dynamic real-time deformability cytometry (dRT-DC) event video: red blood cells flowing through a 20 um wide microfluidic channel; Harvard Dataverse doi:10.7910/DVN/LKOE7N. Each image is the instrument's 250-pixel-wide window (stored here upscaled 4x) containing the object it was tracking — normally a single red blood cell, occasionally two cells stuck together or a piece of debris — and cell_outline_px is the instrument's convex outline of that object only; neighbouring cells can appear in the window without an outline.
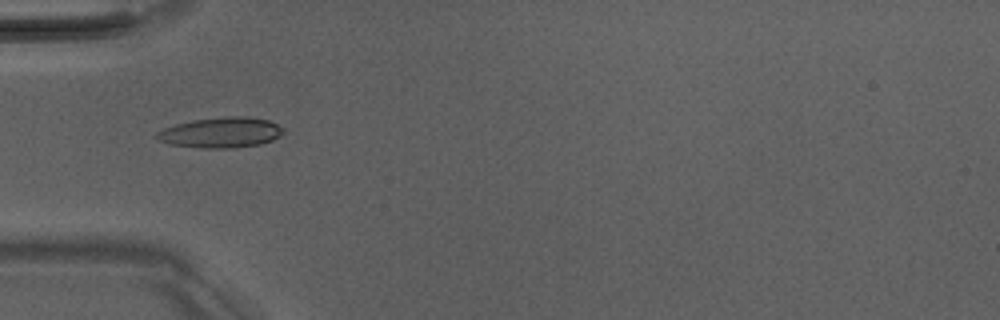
{"species": "Egyptian fruit bat (a non-hibernating species)", "species_latin": "Rousettus aegyptiacus", "temperature_condition": "room temperature", "stored_images_in_passage": 6, "camera_frame_rate_fps": 3000, "um_per_image_px": 0.085, "animal": {"sex": "male"}, "frame": {"image": 1, "passage_image": 3, "time_ms": 3.333, "image_size_px": [1000, 320], "cell_outline_px": [[284, 132], [280, 136], [272, 140], [260, 144], [232, 148], [204, 148], [168, 144], [160, 140], [156, 136], [156, 132], [164, 128], [176, 124], [196, 120], [228, 116], [240, 116], [268, 120], [284, 128]], "centroid_in_image_um": [18.79, 11.27], "position_along_channel_um": 66.2, "area_um2": 22.2}}